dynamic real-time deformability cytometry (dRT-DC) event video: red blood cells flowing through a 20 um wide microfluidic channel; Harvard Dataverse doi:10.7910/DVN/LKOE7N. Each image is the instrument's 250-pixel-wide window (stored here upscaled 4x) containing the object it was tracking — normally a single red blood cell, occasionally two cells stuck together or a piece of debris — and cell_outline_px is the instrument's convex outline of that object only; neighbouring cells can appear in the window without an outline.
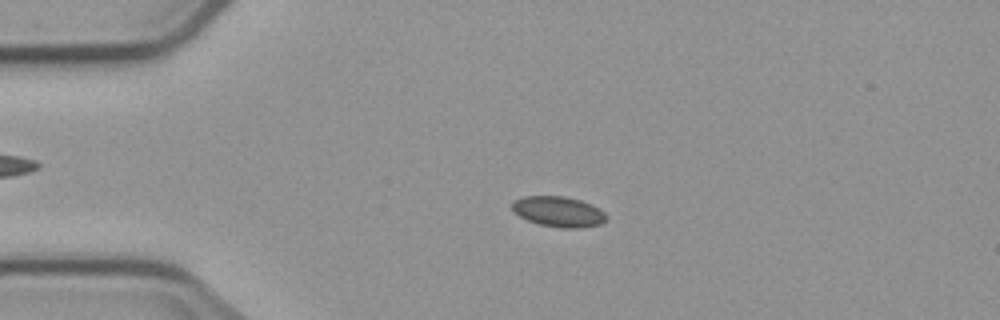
{"species": "common noctule bat (a hibernating species)", "species_latin": "Nyctalus noctula", "temperature_condition": "cold", "stored_images_in_passage": 4, "segment_of_instrument_passage": [1, 2], "camera_frame_rate_fps": 3000, "um_per_image_px": 0.085, "animal": {"sex": "male", "body_mass_g": 23.1, "forearm_length_mm": 52.7}, "frame": {"image": 1, "passage_image": 2, "time_ms": 2.0, "image_size_px": [1000, 320], "cell_outline_px": [[608, 220], [600, 224], [580, 228], [560, 228], [540, 224], [528, 220], [520, 216], [512, 208], [512, 200], [524, 196], [564, 196], [580, 200], [604, 212], [608, 216]], "centroid_in_image_um": [47.47, 17.99], "position_along_channel_um": 37.5, "area_um2": 16.59}}